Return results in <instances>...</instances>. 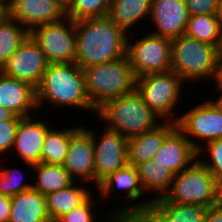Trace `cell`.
Returning a JSON list of instances; mask_svg holds the SVG:
<instances>
[{"label": "cell", "instance_id": "4", "mask_svg": "<svg viewBox=\"0 0 222 222\" xmlns=\"http://www.w3.org/2000/svg\"><path fill=\"white\" fill-rule=\"evenodd\" d=\"M86 92L96 110L110 101L135 90L136 77L127 56L83 68Z\"/></svg>", "mask_w": 222, "mask_h": 222}, {"label": "cell", "instance_id": "20", "mask_svg": "<svg viewBox=\"0 0 222 222\" xmlns=\"http://www.w3.org/2000/svg\"><path fill=\"white\" fill-rule=\"evenodd\" d=\"M177 127L172 121H163L157 127L127 139L128 163L134 166L154 158L165 138Z\"/></svg>", "mask_w": 222, "mask_h": 222}, {"label": "cell", "instance_id": "10", "mask_svg": "<svg viewBox=\"0 0 222 222\" xmlns=\"http://www.w3.org/2000/svg\"><path fill=\"white\" fill-rule=\"evenodd\" d=\"M176 118L177 128L189 139L196 151L201 143L222 138V112L210 101L198 103L185 114Z\"/></svg>", "mask_w": 222, "mask_h": 222}, {"label": "cell", "instance_id": "41", "mask_svg": "<svg viewBox=\"0 0 222 222\" xmlns=\"http://www.w3.org/2000/svg\"><path fill=\"white\" fill-rule=\"evenodd\" d=\"M62 10L67 13L74 5L75 0H55Z\"/></svg>", "mask_w": 222, "mask_h": 222}, {"label": "cell", "instance_id": "46", "mask_svg": "<svg viewBox=\"0 0 222 222\" xmlns=\"http://www.w3.org/2000/svg\"><path fill=\"white\" fill-rule=\"evenodd\" d=\"M5 15V12L0 9V19Z\"/></svg>", "mask_w": 222, "mask_h": 222}, {"label": "cell", "instance_id": "27", "mask_svg": "<svg viewBox=\"0 0 222 222\" xmlns=\"http://www.w3.org/2000/svg\"><path fill=\"white\" fill-rule=\"evenodd\" d=\"M79 127L78 125L58 130L52 126L48 130L42 146L41 163L62 165L68 152L71 136Z\"/></svg>", "mask_w": 222, "mask_h": 222}, {"label": "cell", "instance_id": "9", "mask_svg": "<svg viewBox=\"0 0 222 222\" xmlns=\"http://www.w3.org/2000/svg\"><path fill=\"white\" fill-rule=\"evenodd\" d=\"M127 37L126 56L136 78L171 71V40L147 33L132 42Z\"/></svg>", "mask_w": 222, "mask_h": 222}, {"label": "cell", "instance_id": "18", "mask_svg": "<svg viewBox=\"0 0 222 222\" xmlns=\"http://www.w3.org/2000/svg\"><path fill=\"white\" fill-rule=\"evenodd\" d=\"M197 158V151L189 139L176 127L164 140L153 161L167 167L174 175L189 167Z\"/></svg>", "mask_w": 222, "mask_h": 222}, {"label": "cell", "instance_id": "8", "mask_svg": "<svg viewBox=\"0 0 222 222\" xmlns=\"http://www.w3.org/2000/svg\"><path fill=\"white\" fill-rule=\"evenodd\" d=\"M29 36L38 45L49 64L75 62V21L65 17L61 21L32 28Z\"/></svg>", "mask_w": 222, "mask_h": 222}, {"label": "cell", "instance_id": "16", "mask_svg": "<svg viewBox=\"0 0 222 222\" xmlns=\"http://www.w3.org/2000/svg\"><path fill=\"white\" fill-rule=\"evenodd\" d=\"M33 116L22 117L16 129L12 150L31 168L41 162L42 146L51 128L45 120H36Z\"/></svg>", "mask_w": 222, "mask_h": 222}, {"label": "cell", "instance_id": "14", "mask_svg": "<svg viewBox=\"0 0 222 222\" xmlns=\"http://www.w3.org/2000/svg\"><path fill=\"white\" fill-rule=\"evenodd\" d=\"M64 169L77 182L94 184L95 186V160L91 134L80 126L71 136Z\"/></svg>", "mask_w": 222, "mask_h": 222}, {"label": "cell", "instance_id": "11", "mask_svg": "<svg viewBox=\"0 0 222 222\" xmlns=\"http://www.w3.org/2000/svg\"><path fill=\"white\" fill-rule=\"evenodd\" d=\"M84 128L92 136L95 160V185L98 187L109 175L128 164V138L105 128H103L99 138L93 129L90 130L91 128H86L85 125Z\"/></svg>", "mask_w": 222, "mask_h": 222}, {"label": "cell", "instance_id": "22", "mask_svg": "<svg viewBox=\"0 0 222 222\" xmlns=\"http://www.w3.org/2000/svg\"><path fill=\"white\" fill-rule=\"evenodd\" d=\"M152 0H112L107 16L127 34L133 26L150 16Z\"/></svg>", "mask_w": 222, "mask_h": 222}, {"label": "cell", "instance_id": "45", "mask_svg": "<svg viewBox=\"0 0 222 222\" xmlns=\"http://www.w3.org/2000/svg\"><path fill=\"white\" fill-rule=\"evenodd\" d=\"M216 17L219 19L222 25V0H219V4L216 11Z\"/></svg>", "mask_w": 222, "mask_h": 222}, {"label": "cell", "instance_id": "24", "mask_svg": "<svg viewBox=\"0 0 222 222\" xmlns=\"http://www.w3.org/2000/svg\"><path fill=\"white\" fill-rule=\"evenodd\" d=\"M144 192L155 193L153 201L164 197L170 190L174 174L167 168L157 165L156 162L147 160L135 166Z\"/></svg>", "mask_w": 222, "mask_h": 222}, {"label": "cell", "instance_id": "39", "mask_svg": "<svg viewBox=\"0 0 222 222\" xmlns=\"http://www.w3.org/2000/svg\"><path fill=\"white\" fill-rule=\"evenodd\" d=\"M211 79H215L214 82H216V88L218 89H222V53L220 52L218 54L217 60H216V64H215V71H214V75L213 78Z\"/></svg>", "mask_w": 222, "mask_h": 222}, {"label": "cell", "instance_id": "23", "mask_svg": "<svg viewBox=\"0 0 222 222\" xmlns=\"http://www.w3.org/2000/svg\"><path fill=\"white\" fill-rule=\"evenodd\" d=\"M76 181L65 189L45 195L46 207L52 222L82 204L90 195L88 187L78 185Z\"/></svg>", "mask_w": 222, "mask_h": 222}, {"label": "cell", "instance_id": "3", "mask_svg": "<svg viewBox=\"0 0 222 222\" xmlns=\"http://www.w3.org/2000/svg\"><path fill=\"white\" fill-rule=\"evenodd\" d=\"M95 113L98 119L107 124L105 129L127 138L152 130L163 122L143 102L136 89L119 98L106 101Z\"/></svg>", "mask_w": 222, "mask_h": 222}, {"label": "cell", "instance_id": "17", "mask_svg": "<svg viewBox=\"0 0 222 222\" xmlns=\"http://www.w3.org/2000/svg\"><path fill=\"white\" fill-rule=\"evenodd\" d=\"M28 31L48 23L61 21L66 13L55 0H15L6 13Z\"/></svg>", "mask_w": 222, "mask_h": 222}, {"label": "cell", "instance_id": "37", "mask_svg": "<svg viewBox=\"0 0 222 222\" xmlns=\"http://www.w3.org/2000/svg\"><path fill=\"white\" fill-rule=\"evenodd\" d=\"M11 210V197L0 195V222H8Z\"/></svg>", "mask_w": 222, "mask_h": 222}, {"label": "cell", "instance_id": "33", "mask_svg": "<svg viewBox=\"0 0 222 222\" xmlns=\"http://www.w3.org/2000/svg\"><path fill=\"white\" fill-rule=\"evenodd\" d=\"M129 222H172L154 203L124 216Z\"/></svg>", "mask_w": 222, "mask_h": 222}, {"label": "cell", "instance_id": "28", "mask_svg": "<svg viewBox=\"0 0 222 222\" xmlns=\"http://www.w3.org/2000/svg\"><path fill=\"white\" fill-rule=\"evenodd\" d=\"M29 36V31L6 13L0 19V69Z\"/></svg>", "mask_w": 222, "mask_h": 222}, {"label": "cell", "instance_id": "19", "mask_svg": "<svg viewBox=\"0 0 222 222\" xmlns=\"http://www.w3.org/2000/svg\"><path fill=\"white\" fill-rule=\"evenodd\" d=\"M0 106L17 117L32 116L31 113L38 109L36 88L0 71Z\"/></svg>", "mask_w": 222, "mask_h": 222}, {"label": "cell", "instance_id": "6", "mask_svg": "<svg viewBox=\"0 0 222 222\" xmlns=\"http://www.w3.org/2000/svg\"><path fill=\"white\" fill-rule=\"evenodd\" d=\"M219 53L216 46L181 35L171 40V71L186 83L205 81L206 78H213Z\"/></svg>", "mask_w": 222, "mask_h": 222}, {"label": "cell", "instance_id": "30", "mask_svg": "<svg viewBox=\"0 0 222 222\" xmlns=\"http://www.w3.org/2000/svg\"><path fill=\"white\" fill-rule=\"evenodd\" d=\"M112 0H75L72 8L66 13V17L74 21L105 17L108 14Z\"/></svg>", "mask_w": 222, "mask_h": 222}, {"label": "cell", "instance_id": "31", "mask_svg": "<svg viewBox=\"0 0 222 222\" xmlns=\"http://www.w3.org/2000/svg\"><path fill=\"white\" fill-rule=\"evenodd\" d=\"M207 153L209 159L206 155V159L202 158L201 160L200 156L203 157ZM197 158H200L198 160L212 173L216 182L222 188V138L201 145V148L197 151Z\"/></svg>", "mask_w": 222, "mask_h": 222}, {"label": "cell", "instance_id": "29", "mask_svg": "<svg viewBox=\"0 0 222 222\" xmlns=\"http://www.w3.org/2000/svg\"><path fill=\"white\" fill-rule=\"evenodd\" d=\"M153 203L172 222H205L208 208L191 204H174L167 202L163 197L156 199Z\"/></svg>", "mask_w": 222, "mask_h": 222}, {"label": "cell", "instance_id": "5", "mask_svg": "<svg viewBox=\"0 0 222 222\" xmlns=\"http://www.w3.org/2000/svg\"><path fill=\"white\" fill-rule=\"evenodd\" d=\"M174 204L213 207L222 199V188L212 173L196 159L189 167L174 175L170 190L163 197Z\"/></svg>", "mask_w": 222, "mask_h": 222}, {"label": "cell", "instance_id": "44", "mask_svg": "<svg viewBox=\"0 0 222 222\" xmlns=\"http://www.w3.org/2000/svg\"><path fill=\"white\" fill-rule=\"evenodd\" d=\"M217 91L221 92L219 93V96L214 101L211 99L210 101L217 107V109L222 112V89H217Z\"/></svg>", "mask_w": 222, "mask_h": 222}, {"label": "cell", "instance_id": "35", "mask_svg": "<svg viewBox=\"0 0 222 222\" xmlns=\"http://www.w3.org/2000/svg\"><path fill=\"white\" fill-rule=\"evenodd\" d=\"M20 120L0 121V156L12 150L16 129Z\"/></svg>", "mask_w": 222, "mask_h": 222}, {"label": "cell", "instance_id": "25", "mask_svg": "<svg viewBox=\"0 0 222 222\" xmlns=\"http://www.w3.org/2000/svg\"><path fill=\"white\" fill-rule=\"evenodd\" d=\"M35 171L34 179L36 183L32 184V189L40 192L44 196L65 189L72 185L75 180L69 175V173L64 169L63 165L60 164H46L38 163L34 164L32 167Z\"/></svg>", "mask_w": 222, "mask_h": 222}, {"label": "cell", "instance_id": "15", "mask_svg": "<svg viewBox=\"0 0 222 222\" xmlns=\"http://www.w3.org/2000/svg\"><path fill=\"white\" fill-rule=\"evenodd\" d=\"M190 15L185 0H152L149 20L152 34L170 40L185 34Z\"/></svg>", "mask_w": 222, "mask_h": 222}, {"label": "cell", "instance_id": "40", "mask_svg": "<svg viewBox=\"0 0 222 222\" xmlns=\"http://www.w3.org/2000/svg\"><path fill=\"white\" fill-rule=\"evenodd\" d=\"M22 117L15 116L10 110L0 106V121L20 120Z\"/></svg>", "mask_w": 222, "mask_h": 222}, {"label": "cell", "instance_id": "12", "mask_svg": "<svg viewBox=\"0 0 222 222\" xmlns=\"http://www.w3.org/2000/svg\"><path fill=\"white\" fill-rule=\"evenodd\" d=\"M96 189L100 194L99 197L102 196L104 199H109V197L112 196V191L115 190L116 192V189L121 190V192L123 191V194L125 192L128 200L126 202L128 203H126L124 206L122 204V207L118 206L120 209L117 207L114 210L112 209V212L110 211L109 214L113 215L125 216L127 213L133 210L140 209L153 203V199L151 198L145 201L139 200L140 202H138V199H140L142 195H145L146 193H144L136 167L129 163L120 170H117L109 175L99 184Z\"/></svg>", "mask_w": 222, "mask_h": 222}, {"label": "cell", "instance_id": "34", "mask_svg": "<svg viewBox=\"0 0 222 222\" xmlns=\"http://www.w3.org/2000/svg\"><path fill=\"white\" fill-rule=\"evenodd\" d=\"M92 196L91 194L82 204L60 217L56 222H94L96 215L92 211V205H94Z\"/></svg>", "mask_w": 222, "mask_h": 222}, {"label": "cell", "instance_id": "42", "mask_svg": "<svg viewBox=\"0 0 222 222\" xmlns=\"http://www.w3.org/2000/svg\"><path fill=\"white\" fill-rule=\"evenodd\" d=\"M15 0H0V9L4 11L5 13L8 12V10L12 7Z\"/></svg>", "mask_w": 222, "mask_h": 222}, {"label": "cell", "instance_id": "1", "mask_svg": "<svg viewBox=\"0 0 222 222\" xmlns=\"http://www.w3.org/2000/svg\"><path fill=\"white\" fill-rule=\"evenodd\" d=\"M128 35L108 16L75 21V63L83 69L123 58Z\"/></svg>", "mask_w": 222, "mask_h": 222}, {"label": "cell", "instance_id": "26", "mask_svg": "<svg viewBox=\"0 0 222 222\" xmlns=\"http://www.w3.org/2000/svg\"><path fill=\"white\" fill-rule=\"evenodd\" d=\"M185 35L221 50L222 25L216 14L190 16Z\"/></svg>", "mask_w": 222, "mask_h": 222}, {"label": "cell", "instance_id": "36", "mask_svg": "<svg viewBox=\"0 0 222 222\" xmlns=\"http://www.w3.org/2000/svg\"><path fill=\"white\" fill-rule=\"evenodd\" d=\"M190 16L216 14L219 0H185Z\"/></svg>", "mask_w": 222, "mask_h": 222}, {"label": "cell", "instance_id": "38", "mask_svg": "<svg viewBox=\"0 0 222 222\" xmlns=\"http://www.w3.org/2000/svg\"><path fill=\"white\" fill-rule=\"evenodd\" d=\"M205 222H222V199L217 205L207 209Z\"/></svg>", "mask_w": 222, "mask_h": 222}, {"label": "cell", "instance_id": "7", "mask_svg": "<svg viewBox=\"0 0 222 222\" xmlns=\"http://www.w3.org/2000/svg\"><path fill=\"white\" fill-rule=\"evenodd\" d=\"M183 83L186 82L174 71L151 73L136 78L135 89L162 121L176 123L173 112L182 98Z\"/></svg>", "mask_w": 222, "mask_h": 222}, {"label": "cell", "instance_id": "32", "mask_svg": "<svg viewBox=\"0 0 222 222\" xmlns=\"http://www.w3.org/2000/svg\"><path fill=\"white\" fill-rule=\"evenodd\" d=\"M15 169L6 167L4 169L0 165V195L13 197L20 192L32 189V183H25L24 174H21L19 169Z\"/></svg>", "mask_w": 222, "mask_h": 222}, {"label": "cell", "instance_id": "13", "mask_svg": "<svg viewBox=\"0 0 222 222\" xmlns=\"http://www.w3.org/2000/svg\"><path fill=\"white\" fill-rule=\"evenodd\" d=\"M48 64L38 45L28 36L18 50L9 57L0 71L37 88Z\"/></svg>", "mask_w": 222, "mask_h": 222}, {"label": "cell", "instance_id": "21", "mask_svg": "<svg viewBox=\"0 0 222 222\" xmlns=\"http://www.w3.org/2000/svg\"><path fill=\"white\" fill-rule=\"evenodd\" d=\"M8 222H52L47 211L45 196L30 189L11 197Z\"/></svg>", "mask_w": 222, "mask_h": 222}, {"label": "cell", "instance_id": "2", "mask_svg": "<svg viewBox=\"0 0 222 222\" xmlns=\"http://www.w3.org/2000/svg\"><path fill=\"white\" fill-rule=\"evenodd\" d=\"M36 100L38 108L50 101L51 108L67 106L96 112L88 99L84 71L75 62L48 64L36 88Z\"/></svg>", "mask_w": 222, "mask_h": 222}, {"label": "cell", "instance_id": "43", "mask_svg": "<svg viewBox=\"0 0 222 222\" xmlns=\"http://www.w3.org/2000/svg\"><path fill=\"white\" fill-rule=\"evenodd\" d=\"M107 217V222H129L124 216L109 214Z\"/></svg>", "mask_w": 222, "mask_h": 222}]
</instances>
